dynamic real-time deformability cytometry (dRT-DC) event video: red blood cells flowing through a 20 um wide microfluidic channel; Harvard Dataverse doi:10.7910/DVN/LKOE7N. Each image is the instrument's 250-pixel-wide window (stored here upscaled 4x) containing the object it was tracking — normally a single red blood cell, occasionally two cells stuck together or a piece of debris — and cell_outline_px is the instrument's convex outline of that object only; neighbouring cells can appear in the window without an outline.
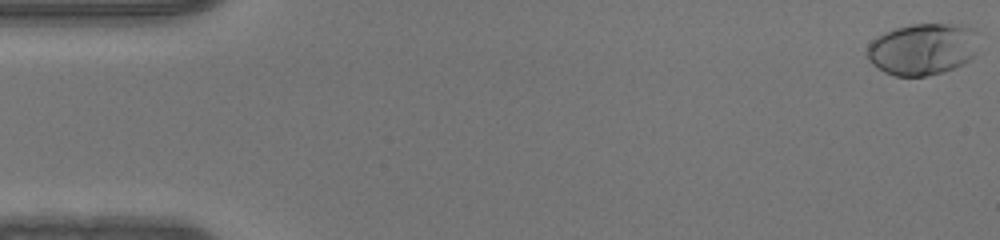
{"species": "human", "species_latin": "Homo sapiens", "temperature_condition": "warm", "stored_images_in_passage": 51, "camera_frame_rate_fps": 3000, "um_per_image_px": 0.085, "donor": {"sex": "male"}, "frame": {"image": 1, "passage_image": 1, "time_ms": 0.0, "image_size_px": [1000, 240], "cell_outline_px": [[976, 52], [964, 64], [940, 72], [924, 76], [896, 76], [884, 72], [872, 64], [868, 60], [868, 44], [872, 40], [896, 28], [912, 24], [964, 24], [972, 28]], "centroid_in_image_um": [78.39, 4.18], "position_along_channel_um": 6.6, "area_um2": 33.06}}
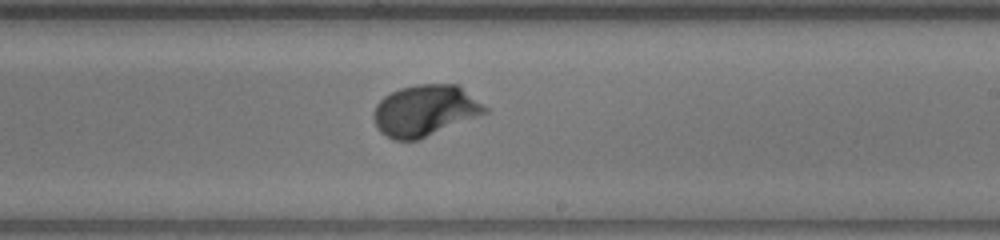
{"frame": {"image": 2, "passage_image": 30, "time_ms": 9.667, "image_size_px": [1000, 240], "cell_outline_px": [[488, 112], [416, 140], [392, 140], [380, 132], [376, 124], [376, 104], [384, 96], [400, 88], [416, 84], [460, 84], [488, 108]], "centroid_in_image_um": [36.16, 9.37], "position_along_channel_um": 252.8, "area_um2": 32.83}}
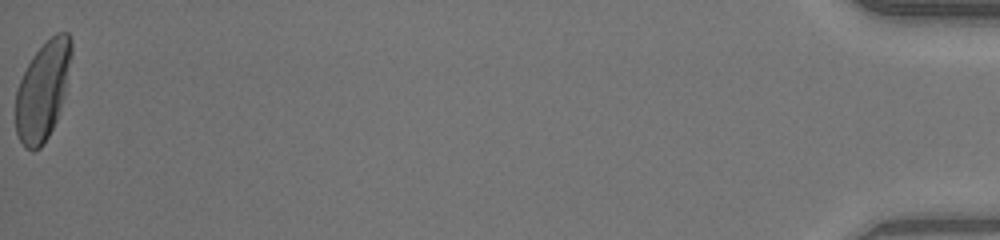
{"frame": {"image": 3, "passage_image": 51, "time_ms": 16.667, "image_size_px": [1000, 240], "cell_outline_px": [[72, 56], [64, 96], [56, 120], [48, 136], [40, 148], [32, 152], [24, 148], [16, 132], [16, 92], [20, 80], [32, 56], [56, 32], [68, 32], [72, 40]], "centroid_in_image_um": [3.64, 7.71], "position_along_channel_um": 431.6, "area_um2": 31.85}}